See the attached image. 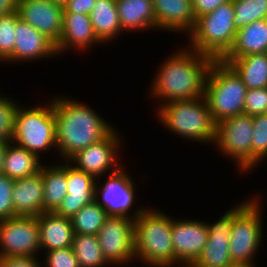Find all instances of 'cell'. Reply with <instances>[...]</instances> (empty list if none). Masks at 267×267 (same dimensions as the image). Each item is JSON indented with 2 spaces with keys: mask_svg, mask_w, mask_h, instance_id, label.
I'll return each mask as SVG.
<instances>
[{
  "mask_svg": "<svg viewBox=\"0 0 267 267\" xmlns=\"http://www.w3.org/2000/svg\"><path fill=\"white\" fill-rule=\"evenodd\" d=\"M173 53L159 64L147 94L158 106L205 95V83L214 59L190 49L187 44Z\"/></svg>",
  "mask_w": 267,
  "mask_h": 267,
  "instance_id": "6da1fadb",
  "label": "cell"
},
{
  "mask_svg": "<svg viewBox=\"0 0 267 267\" xmlns=\"http://www.w3.org/2000/svg\"><path fill=\"white\" fill-rule=\"evenodd\" d=\"M53 109L56 152L61 155V161H68L78 151L101 141L115 129L91 106L67 95L53 96Z\"/></svg>",
  "mask_w": 267,
  "mask_h": 267,
  "instance_id": "7a4b0ae2",
  "label": "cell"
},
{
  "mask_svg": "<svg viewBox=\"0 0 267 267\" xmlns=\"http://www.w3.org/2000/svg\"><path fill=\"white\" fill-rule=\"evenodd\" d=\"M151 207L134 221L135 262L147 267H174L172 216Z\"/></svg>",
  "mask_w": 267,
  "mask_h": 267,
  "instance_id": "3957f363",
  "label": "cell"
},
{
  "mask_svg": "<svg viewBox=\"0 0 267 267\" xmlns=\"http://www.w3.org/2000/svg\"><path fill=\"white\" fill-rule=\"evenodd\" d=\"M156 108L157 121L170 133L199 144H214L216 124L205 97L174 100Z\"/></svg>",
  "mask_w": 267,
  "mask_h": 267,
  "instance_id": "277c9868",
  "label": "cell"
},
{
  "mask_svg": "<svg viewBox=\"0 0 267 267\" xmlns=\"http://www.w3.org/2000/svg\"><path fill=\"white\" fill-rule=\"evenodd\" d=\"M234 205V220L230 233L229 253L236 267H257L256 259L263 245L264 225L262 195L254 193ZM261 195V196H260Z\"/></svg>",
  "mask_w": 267,
  "mask_h": 267,
  "instance_id": "5b68a950",
  "label": "cell"
},
{
  "mask_svg": "<svg viewBox=\"0 0 267 267\" xmlns=\"http://www.w3.org/2000/svg\"><path fill=\"white\" fill-rule=\"evenodd\" d=\"M233 0L196 19L194 30L187 36L190 49L222 60L234 45L237 30L234 25Z\"/></svg>",
  "mask_w": 267,
  "mask_h": 267,
  "instance_id": "8992f818",
  "label": "cell"
},
{
  "mask_svg": "<svg viewBox=\"0 0 267 267\" xmlns=\"http://www.w3.org/2000/svg\"><path fill=\"white\" fill-rule=\"evenodd\" d=\"M19 103L14 115L12 142L35 154L41 159L42 154L56 152L55 113L53 97L45 104L24 107ZM41 155V156H40Z\"/></svg>",
  "mask_w": 267,
  "mask_h": 267,
  "instance_id": "52a82bcc",
  "label": "cell"
},
{
  "mask_svg": "<svg viewBox=\"0 0 267 267\" xmlns=\"http://www.w3.org/2000/svg\"><path fill=\"white\" fill-rule=\"evenodd\" d=\"M247 87L237 73L222 60H214L205 83V95L215 124L244 114Z\"/></svg>",
  "mask_w": 267,
  "mask_h": 267,
  "instance_id": "ba28073f",
  "label": "cell"
},
{
  "mask_svg": "<svg viewBox=\"0 0 267 267\" xmlns=\"http://www.w3.org/2000/svg\"><path fill=\"white\" fill-rule=\"evenodd\" d=\"M253 119L247 114L227 118L216 124L214 146L233 160L237 171L246 175L252 170ZM242 172V173H241Z\"/></svg>",
  "mask_w": 267,
  "mask_h": 267,
  "instance_id": "9c48e42d",
  "label": "cell"
},
{
  "mask_svg": "<svg viewBox=\"0 0 267 267\" xmlns=\"http://www.w3.org/2000/svg\"><path fill=\"white\" fill-rule=\"evenodd\" d=\"M123 166L113 173L104 175L105 181L102 179L104 183L101 178H97L94 200L106 211L108 216H122L135 220L147 208L146 206L132 208L138 198L137 187L133 180L135 178Z\"/></svg>",
  "mask_w": 267,
  "mask_h": 267,
  "instance_id": "30bf717a",
  "label": "cell"
},
{
  "mask_svg": "<svg viewBox=\"0 0 267 267\" xmlns=\"http://www.w3.org/2000/svg\"><path fill=\"white\" fill-rule=\"evenodd\" d=\"M134 219L108 216L98 231L101 251L112 266H127L135 260Z\"/></svg>",
  "mask_w": 267,
  "mask_h": 267,
  "instance_id": "8fae6325",
  "label": "cell"
},
{
  "mask_svg": "<svg viewBox=\"0 0 267 267\" xmlns=\"http://www.w3.org/2000/svg\"><path fill=\"white\" fill-rule=\"evenodd\" d=\"M41 253L37 216L0 221V257H37Z\"/></svg>",
  "mask_w": 267,
  "mask_h": 267,
  "instance_id": "7c38bea8",
  "label": "cell"
},
{
  "mask_svg": "<svg viewBox=\"0 0 267 267\" xmlns=\"http://www.w3.org/2000/svg\"><path fill=\"white\" fill-rule=\"evenodd\" d=\"M119 133L114 129L101 141L78 151L68 162L76 169L90 174L96 179L104 178V175L117 171L123 165L119 153L125 143L121 140L123 138Z\"/></svg>",
  "mask_w": 267,
  "mask_h": 267,
  "instance_id": "4fadbf2b",
  "label": "cell"
},
{
  "mask_svg": "<svg viewBox=\"0 0 267 267\" xmlns=\"http://www.w3.org/2000/svg\"><path fill=\"white\" fill-rule=\"evenodd\" d=\"M189 219L172 218L174 267H191L208 241L206 221Z\"/></svg>",
  "mask_w": 267,
  "mask_h": 267,
  "instance_id": "5bb4252c",
  "label": "cell"
},
{
  "mask_svg": "<svg viewBox=\"0 0 267 267\" xmlns=\"http://www.w3.org/2000/svg\"><path fill=\"white\" fill-rule=\"evenodd\" d=\"M234 220V206L213 223L206 221L208 241L191 267H236L231 261L229 240Z\"/></svg>",
  "mask_w": 267,
  "mask_h": 267,
  "instance_id": "9a60e30c",
  "label": "cell"
},
{
  "mask_svg": "<svg viewBox=\"0 0 267 267\" xmlns=\"http://www.w3.org/2000/svg\"><path fill=\"white\" fill-rule=\"evenodd\" d=\"M64 7L52 0H19V17L49 38L55 45L62 35Z\"/></svg>",
  "mask_w": 267,
  "mask_h": 267,
  "instance_id": "2e32d148",
  "label": "cell"
},
{
  "mask_svg": "<svg viewBox=\"0 0 267 267\" xmlns=\"http://www.w3.org/2000/svg\"><path fill=\"white\" fill-rule=\"evenodd\" d=\"M15 31L13 54L4 63H33L58 56L56 45L23 19L17 20Z\"/></svg>",
  "mask_w": 267,
  "mask_h": 267,
  "instance_id": "e0dca14e",
  "label": "cell"
},
{
  "mask_svg": "<svg viewBox=\"0 0 267 267\" xmlns=\"http://www.w3.org/2000/svg\"><path fill=\"white\" fill-rule=\"evenodd\" d=\"M103 44L95 35L90 16L87 14L63 12L62 35L56 45L58 55L69 50L83 53L93 46Z\"/></svg>",
  "mask_w": 267,
  "mask_h": 267,
  "instance_id": "ac0fdd59",
  "label": "cell"
},
{
  "mask_svg": "<svg viewBox=\"0 0 267 267\" xmlns=\"http://www.w3.org/2000/svg\"><path fill=\"white\" fill-rule=\"evenodd\" d=\"M156 17V30L189 35L195 27L196 18L192 0H152Z\"/></svg>",
  "mask_w": 267,
  "mask_h": 267,
  "instance_id": "d6986e66",
  "label": "cell"
},
{
  "mask_svg": "<svg viewBox=\"0 0 267 267\" xmlns=\"http://www.w3.org/2000/svg\"><path fill=\"white\" fill-rule=\"evenodd\" d=\"M96 178L76 169L67 161V195L55 213L71 218L83 206L94 201Z\"/></svg>",
  "mask_w": 267,
  "mask_h": 267,
  "instance_id": "ffe728a7",
  "label": "cell"
},
{
  "mask_svg": "<svg viewBox=\"0 0 267 267\" xmlns=\"http://www.w3.org/2000/svg\"><path fill=\"white\" fill-rule=\"evenodd\" d=\"M42 166L36 175L16 179L12 192L16 216H38L44 212Z\"/></svg>",
  "mask_w": 267,
  "mask_h": 267,
  "instance_id": "44dd1931",
  "label": "cell"
},
{
  "mask_svg": "<svg viewBox=\"0 0 267 267\" xmlns=\"http://www.w3.org/2000/svg\"><path fill=\"white\" fill-rule=\"evenodd\" d=\"M41 254L72 247L74 229L71 218L57 215L55 212H43L37 216Z\"/></svg>",
  "mask_w": 267,
  "mask_h": 267,
  "instance_id": "7402d4cb",
  "label": "cell"
},
{
  "mask_svg": "<svg viewBox=\"0 0 267 267\" xmlns=\"http://www.w3.org/2000/svg\"><path fill=\"white\" fill-rule=\"evenodd\" d=\"M116 5L123 33L156 30L152 0H116Z\"/></svg>",
  "mask_w": 267,
  "mask_h": 267,
  "instance_id": "603a6c76",
  "label": "cell"
},
{
  "mask_svg": "<svg viewBox=\"0 0 267 267\" xmlns=\"http://www.w3.org/2000/svg\"><path fill=\"white\" fill-rule=\"evenodd\" d=\"M89 16L94 33L103 44L112 43L124 34L116 0H96Z\"/></svg>",
  "mask_w": 267,
  "mask_h": 267,
  "instance_id": "cb8c5ba5",
  "label": "cell"
},
{
  "mask_svg": "<svg viewBox=\"0 0 267 267\" xmlns=\"http://www.w3.org/2000/svg\"><path fill=\"white\" fill-rule=\"evenodd\" d=\"M222 61L237 73L247 89L267 87V53L224 57Z\"/></svg>",
  "mask_w": 267,
  "mask_h": 267,
  "instance_id": "d4e9b609",
  "label": "cell"
},
{
  "mask_svg": "<svg viewBox=\"0 0 267 267\" xmlns=\"http://www.w3.org/2000/svg\"><path fill=\"white\" fill-rule=\"evenodd\" d=\"M258 53H267V18L256 20L237 30L234 45L225 57Z\"/></svg>",
  "mask_w": 267,
  "mask_h": 267,
  "instance_id": "484cf974",
  "label": "cell"
},
{
  "mask_svg": "<svg viewBox=\"0 0 267 267\" xmlns=\"http://www.w3.org/2000/svg\"><path fill=\"white\" fill-rule=\"evenodd\" d=\"M44 212H55L67 195V161L42 165Z\"/></svg>",
  "mask_w": 267,
  "mask_h": 267,
  "instance_id": "4316f807",
  "label": "cell"
},
{
  "mask_svg": "<svg viewBox=\"0 0 267 267\" xmlns=\"http://www.w3.org/2000/svg\"><path fill=\"white\" fill-rule=\"evenodd\" d=\"M42 160L35 154L10 141L7 146L3 174L16 180L40 172Z\"/></svg>",
  "mask_w": 267,
  "mask_h": 267,
  "instance_id": "83f0119b",
  "label": "cell"
},
{
  "mask_svg": "<svg viewBox=\"0 0 267 267\" xmlns=\"http://www.w3.org/2000/svg\"><path fill=\"white\" fill-rule=\"evenodd\" d=\"M72 248L79 267H110L99 245L97 235L75 233Z\"/></svg>",
  "mask_w": 267,
  "mask_h": 267,
  "instance_id": "f1b7e54d",
  "label": "cell"
},
{
  "mask_svg": "<svg viewBox=\"0 0 267 267\" xmlns=\"http://www.w3.org/2000/svg\"><path fill=\"white\" fill-rule=\"evenodd\" d=\"M107 217L106 211L94 200L71 217L74 233L97 235Z\"/></svg>",
  "mask_w": 267,
  "mask_h": 267,
  "instance_id": "f546056e",
  "label": "cell"
},
{
  "mask_svg": "<svg viewBox=\"0 0 267 267\" xmlns=\"http://www.w3.org/2000/svg\"><path fill=\"white\" fill-rule=\"evenodd\" d=\"M236 30L250 23L267 18V0H233Z\"/></svg>",
  "mask_w": 267,
  "mask_h": 267,
  "instance_id": "4dcf8cb0",
  "label": "cell"
},
{
  "mask_svg": "<svg viewBox=\"0 0 267 267\" xmlns=\"http://www.w3.org/2000/svg\"><path fill=\"white\" fill-rule=\"evenodd\" d=\"M252 169L267 160V114L252 116Z\"/></svg>",
  "mask_w": 267,
  "mask_h": 267,
  "instance_id": "1f68e13d",
  "label": "cell"
},
{
  "mask_svg": "<svg viewBox=\"0 0 267 267\" xmlns=\"http://www.w3.org/2000/svg\"><path fill=\"white\" fill-rule=\"evenodd\" d=\"M19 18L18 12L0 17V62L2 64L13 54L16 36L15 28Z\"/></svg>",
  "mask_w": 267,
  "mask_h": 267,
  "instance_id": "d6a6232c",
  "label": "cell"
},
{
  "mask_svg": "<svg viewBox=\"0 0 267 267\" xmlns=\"http://www.w3.org/2000/svg\"><path fill=\"white\" fill-rule=\"evenodd\" d=\"M9 97V98H8ZM20 102L0 92V141L10 142L14 131V115Z\"/></svg>",
  "mask_w": 267,
  "mask_h": 267,
  "instance_id": "836d02e7",
  "label": "cell"
},
{
  "mask_svg": "<svg viewBox=\"0 0 267 267\" xmlns=\"http://www.w3.org/2000/svg\"><path fill=\"white\" fill-rule=\"evenodd\" d=\"M42 257L43 267H79L78 260L72 247L47 251Z\"/></svg>",
  "mask_w": 267,
  "mask_h": 267,
  "instance_id": "e575fe53",
  "label": "cell"
},
{
  "mask_svg": "<svg viewBox=\"0 0 267 267\" xmlns=\"http://www.w3.org/2000/svg\"><path fill=\"white\" fill-rule=\"evenodd\" d=\"M15 180L0 174V221L15 217L12 192Z\"/></svg>",
  "mask_w": 267,
  "mask_h": 267,
  "instance_id": "d590c367",
  "label": "cell"
},
{
  "mask_svg": "<svg viewBox=\"0 0 267 267\" xmlns=\"http://www.w3.org/2000/svg\"><path fill=\"white\" fill-rule=\"evenodd\" d=\"M244 114L249 116L267 114V87L247 89Z\"/></svg>",
  "mask_w": 267,
  "mask_h": 267,
  "instance_id": "8d00e7d4",
  "label": "cell"
},
{
  "mask_svg": "<svg viewBox=\"0 0 267 267\" xmlns=\"http://www.w3.org/2000/svg\"><path fill=\"white\" fill-rule=\"evenodd\" d=\"M0 267H43V265L40 256L39 257L4 256L0 257Z\"/></svg>",
  "mask_w": 267,
  "mask_h": 267,
  "instance_id": "74e56055",
  "label": "cell"
},
{
  "mask_svg": "<svg viewBox=\"0 0 267 267\" xmlns=\"http://www.w3.org/2000/svg\"><path fill=\"white\" fill-rule=\"evenodd\" d=\"M230 0H192V9L195 18L214 11L220 5L227 3Z\"/></svg>",
  "mask_w": 267,
  "mask_h": 267,
  "instance_id": "f35d334b",
  "label": "cell"
},
{
  "mask_svg": "<svg viewBox=\"0 0 267 267\" xmlns=\"http://www.w3.org/2000/svg\"><path fill=\"white\" fill-rule=\"evenodd\" d=\"M96 0H69L63 12H73L89 15Z\"/></svg>",
  "mask_w": 267,
  "mask_h": 267,
  "instance_id": "ab89813d",
  "label": "cell"
},
{
  "mask_svg": "<svg viewBox=\"0 0 267 267\" xmlns=\"http://www.w3.org/2000/svg\"><path fill=\"white\" fill-rule=\"evenodd\" d=\"M19 0H0V17L17 12Z\"/></svg>",
  "mask_w": 267,
  "mask_h": 267,
  "instance_id": "60d3db41",
  "label": "cell"
},
{
  "mask_svg": "<svg viewBox=\"0 0 267 267\" xmlns=\"http://www.w3.org/2000/svg\"><path fill=\"white\" fill-rule=\"evenodd\" d=\"M9 142L0 141V174H3L6 150Z\"/></svg>",
  "mask_w": 267,
  "mask_h": 267,
  "instance_id": "b9f144b4",
  "label": "cell"
},
{
  "mask_svg": "<svg viewBox=\"0 0 267 267\" xmlns=\"http://www.w3.org/2000/svg\"><path fill=\"white\" fill-rule=\"evenodd\" d=\"M52 1L54 3L60 5V6L64 7L68 3L69 0H52Z\"/></svg>",
  "mask_w": 267,
  "mask_h": 267,
  "instance_id": "7bdbcfd3",
  "label": "cell"
}]
</instances>
